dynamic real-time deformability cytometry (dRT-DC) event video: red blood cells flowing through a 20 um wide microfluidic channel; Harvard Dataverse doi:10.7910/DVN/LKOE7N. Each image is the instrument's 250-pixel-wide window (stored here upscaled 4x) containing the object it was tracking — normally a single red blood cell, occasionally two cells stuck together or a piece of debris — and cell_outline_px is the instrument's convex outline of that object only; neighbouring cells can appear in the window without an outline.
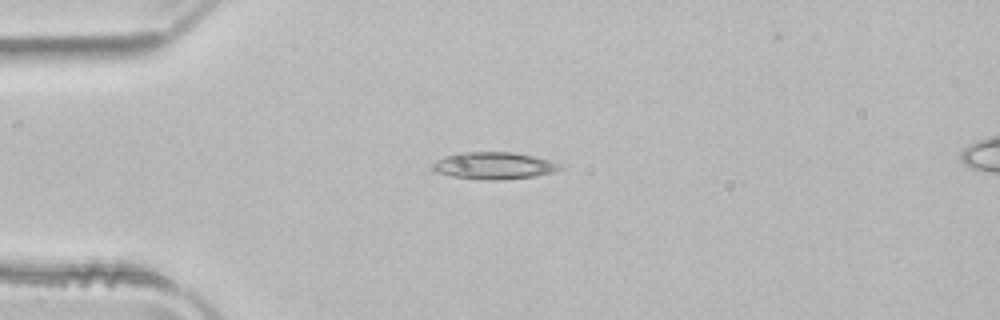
{"species": "common noctule bat (a hibernating species)", "species_latin": "Nyctalus noctula", "temperature_condition": "room temperature", "stored_images_in_passage": 35, "camera_frame_rate_fps": 3000, "um_per_image_px": 0.085, "animal": {"sex": "male", "body_mass_g": 21.5, "forearm_length_mm": 52.0}, "frame": {"image": 1, "passage_image": 1, "time_ms": 0.0, "image_size_px": [1000, 320], "cell_outline_px": [[564, 168], [552, 172], [536, 176], [496, 180], [492, 180], [452, 176], [436, 172], [432, 168], [432, 164], [436, 160], [444, 156], [460, 152], [512, 152], [552, 160], [560, 164]], "centroid_in_image_um": [41.99, 14.07], "position_along_channel_um": 43.0, "area_um2": 20.0}}
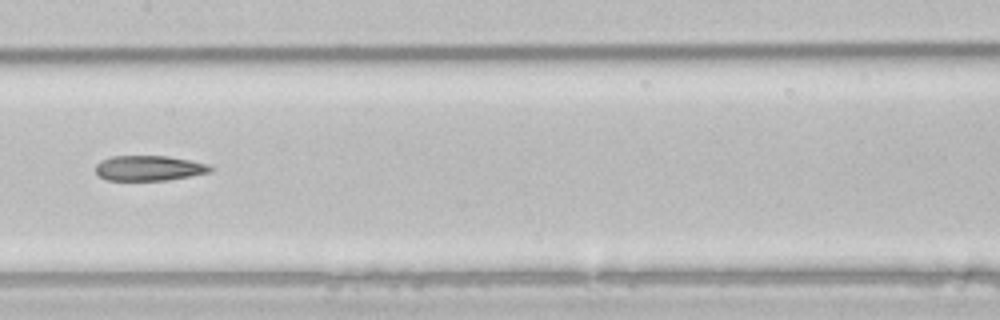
{"frame": {"image": 2, "passage_image": 14, "time_ms": 4.333, "image_size_px": [1000, 320], "cell_outline_px": [[212, 172], [168, 180], [108, 180], [100, 176], [96, 172], [96, 164], [100, 160], [112, 156], [168, 156], [208, 164], [212, 168]], "centroid_in_image_um": [12.66, 14.29], "position_along_channel_um": 194.7, "area_um2": 16.76}}
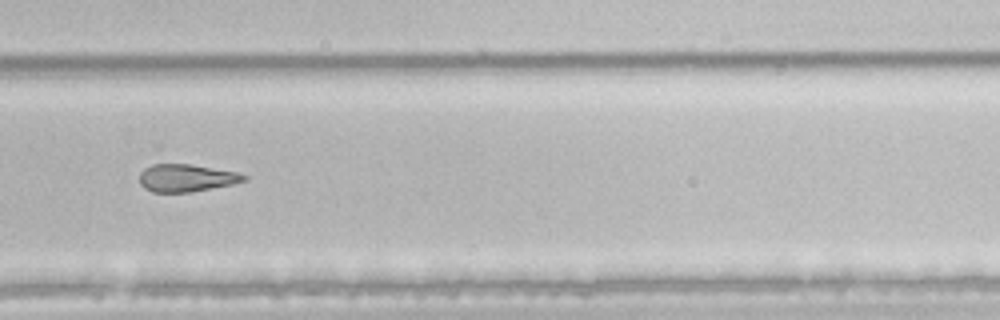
{"frame": {"image": 3, "passage_image": 23, "time_ms": 7.333, "image_size_px": [1000, 320], "cell_outline_px": [[248, 180], [232, 184], [188, 192], [152, 192], [144, 188], [140, 184], [140, 172], [144, 168], [152, 164], [188, 164], [236, 172], [248, 176]], "centroid_in_image_um": [15.81, 15.12], "position_along_channel_um": 314.0, "area_um2": 16.59}}